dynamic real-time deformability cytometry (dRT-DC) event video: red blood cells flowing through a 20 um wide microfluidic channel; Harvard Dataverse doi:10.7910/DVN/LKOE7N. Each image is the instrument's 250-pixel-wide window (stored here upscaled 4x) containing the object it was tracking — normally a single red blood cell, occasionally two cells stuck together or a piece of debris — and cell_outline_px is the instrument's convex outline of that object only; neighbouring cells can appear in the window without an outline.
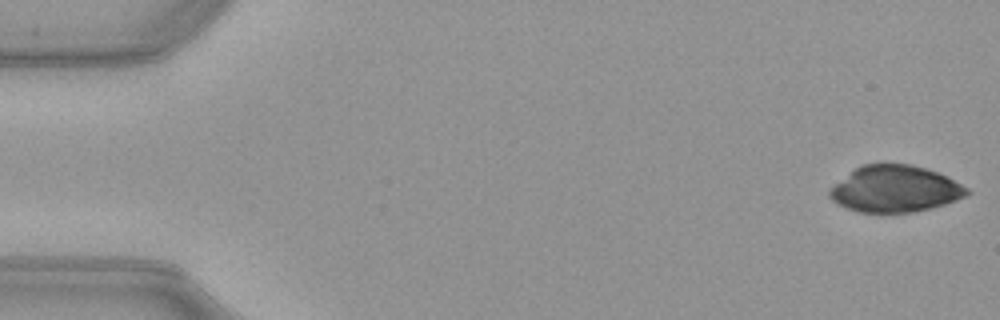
{"species": "common noctule bat (a hibernating species)", "species_latin": "Nyctalus noctula", "temperature_condition": "warm", "stored_images_in_passage": 51, "camera_frame_rate_fps": 3000, "um_per_image_px": 0.085, "animal": {"sex": "female", "body_mass_g": 21.9}, "frame": {"image": 1, "passage_image": 1, "time_ms": 0.0, "image_size_px": [1000, 320], "cell_outline_px": [[972, 192], [956, 200], [932, 208], [912, 212], [860, 212], [836, 204], [828, 196], [828, 188], [856, 168], [864, 164], [912, 164], [948, 176], [968, 188]], "centroid_in_image_um": [76.07, 16.06], "position_along_channel_um": 8.9, "area_um2": 37.17}}